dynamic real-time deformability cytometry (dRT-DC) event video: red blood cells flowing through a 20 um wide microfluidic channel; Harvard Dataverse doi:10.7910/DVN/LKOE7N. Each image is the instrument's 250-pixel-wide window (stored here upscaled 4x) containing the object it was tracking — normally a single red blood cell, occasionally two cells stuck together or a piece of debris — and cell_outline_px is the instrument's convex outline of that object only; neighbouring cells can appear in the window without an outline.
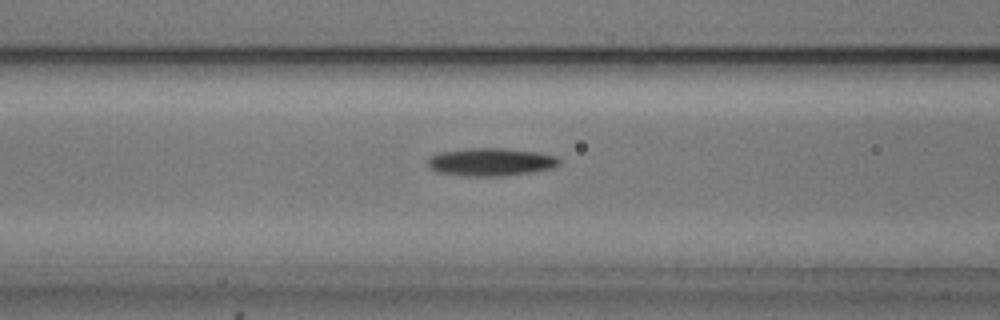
{"species": "common noctule bat (a hibernating species)", "species_latin": "Nyctalus noctula", "temperature_condition": "cold", "stored_images_in_passage": 43, "camera_frame_rate_fps": 3000, "um_per_image_px": 0.085, "animal": {"sex": "male", "body_mass_g": 20.5, "forearm_length_mm": 52.5}, "frame": {"image": 1, "passage_image": 11, "time_ms": 3.333, "image_size_px": [1000, 320], "cell_outline_px": [[560, 164], [552, 168], [504, 176], [460, 176], [436, 172], [428, 168], [428, 160], [432, 156], [440, 152], [468, 148], [504, 148], [536, 152], [556, 156], [560, 160]], "centroid_in_image_um": [41.68, 13.77], "position_along_channel_um": 124.9, "area_um2": 21.39}}
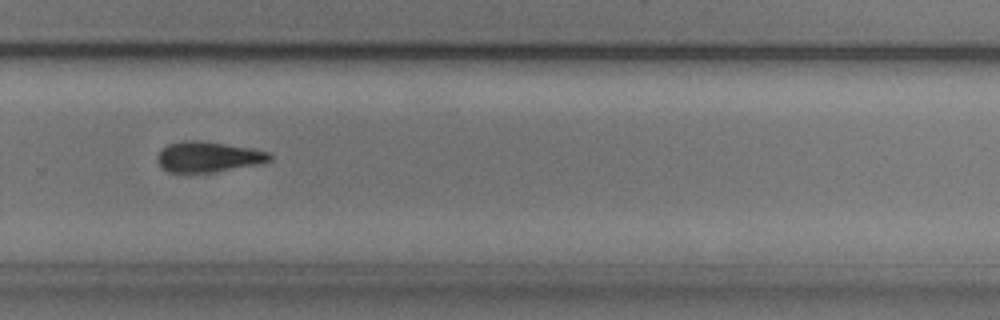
{"frame": {"image": 2, "passage_image": 26, "time_ms": 8.333, "image_size_px": [1000, 320], "cell_outline_px": [[272, 160], [260, 164], [212, 172], [168, 172], [160, 168], [156, 160], [156, 156], [168, 144], [224, 144], [252, 148], [272, 152]], "centroid_in_image_um": [17.77, 13.4], "position_along_channel_um": 312.0, "area_um2": 19.07}}
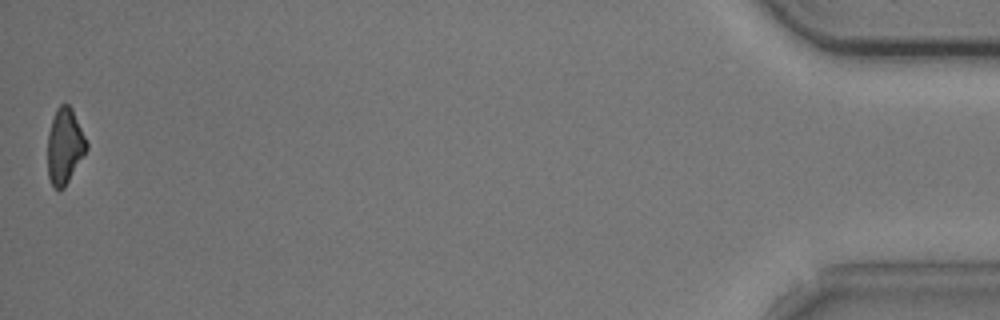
{"frame": {"image": 3, "passage_image": 43, "time_ms": 14.0, "image_size_px": [1000, 320], "cell_outline_px": [[88, 148], [84, 156], [64, 188], [52, 188], [48, 176], [48, 132], [56, 108], [60, 104], [68, 104], [72, 108], [88, 144]], "centroid_in_image_um": [5.5, 12.43], "position_along_channel_um": 429.7, "area_um2": 17.17}, "authors_computed_cell_mechanics": {"area_um2": 19.5942, "velocity_mm_per_s": 3.7615, "shape_relaxation_time_tau1_ms": 3.4154, "shape_relaxation_time_tau2_ms": null, "deformation_change_tau1": 0.1064, "deformation_change_tau2": null}}